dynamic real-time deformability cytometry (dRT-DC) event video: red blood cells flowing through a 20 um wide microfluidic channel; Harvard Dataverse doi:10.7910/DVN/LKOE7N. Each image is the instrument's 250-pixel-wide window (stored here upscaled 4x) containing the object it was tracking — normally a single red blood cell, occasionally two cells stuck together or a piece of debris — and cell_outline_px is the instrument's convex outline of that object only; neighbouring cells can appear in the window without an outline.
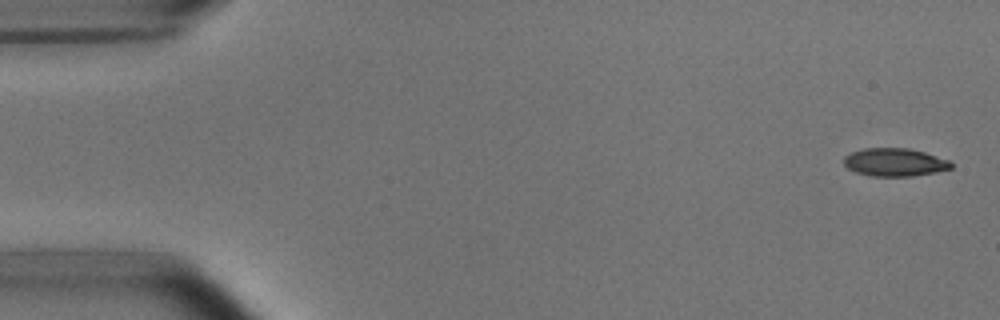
{"species": "common noctule bat (a hibernating species)", "species_latin": "Nyctalus noctula", "temperature_condition": "room temperature", "stored_images_in_passage": 5, "camera_frame_rate_fps": 3000, "um_per_image_px": 0.085, "animal": {"sex": "male", "body_mass_g": 15.6}, "frame": {"image": 1, "passage_image": 1, "time_ms": 0.0, "image_size_px": [1000, 320], "cell_outline_px": [[952, 168], [936, 172], [912, 176], [868, 176], [856, 172], [848, 168], [844, 164], [844, 156], [852, 152], [864, 148], [908, 148], [924, 152], [948, 160], [952, 164]], "centroid_in_image_um": [76.03, 13.79], "position_along_channel_um": 9.0, "area_um2": 17.46}}
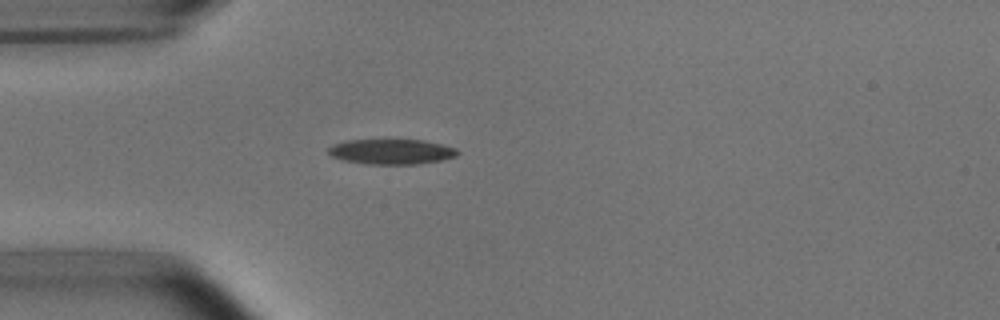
{"frame": {"image": 2, "passage_image": 5, "time_ms": 4.333, "image_size_px": [1000, 320], "cell_outline_px": [[460, 152], [456, 156], [444, 160], [416, 164], [364, 164], [344, 160], [332, 156], [328, 152], [328, 148], [332, 144], [344, 140], [424, 140], [456, 148]], "centroid_in_image_um": [33.27, 12.89], "position_along_channel_um": 51.7, "area_um2": 19.02}}